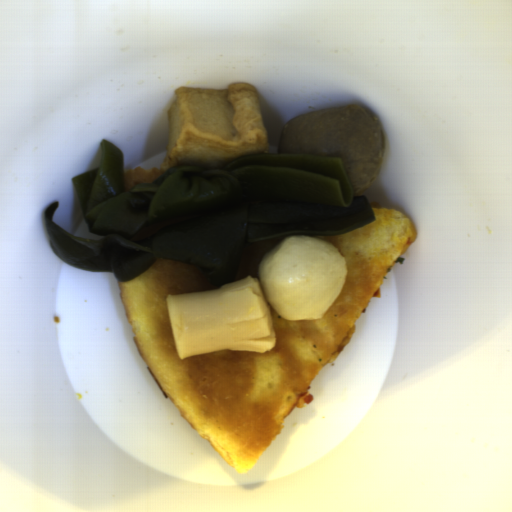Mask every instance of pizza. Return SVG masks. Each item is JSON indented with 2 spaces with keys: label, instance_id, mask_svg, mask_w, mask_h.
Here are the masks:
<instances>
[{
  "label": "pizza",
  "instance_id": "pizza-2",
  "mask_svg": "<svg viewBox=\"0 0 512 512\" xmlns=\"http://www.w3.org/2000/svg\"><path fill=\"white\" fill-rule=\"evenodd\" d=\"M290 235H282L266 241L247 244L242 251L239 265L231 282L240 281L248 276L260 279V263L268 251L278 242Z\"/></svg>",
  "mask_w": 512,
  "mask_h": 512
},
{
  "label": "pizza",
  "instance_id": "pizza-1",
  "mask_svg": "<svg viewBox=\"0 0 512 512\" xmlns=\"http://www.w3.org/2000/svg\"><path fill=\"white\" fill-rule=\"evenodd\" d=\"M375 220L349 233L311 235L335 246L346 265L343 286L319 319L287 320L270 305L274 349L217 350L180 359L167 296L218 289L196 267L160 259L129 281L119 299L137 349L181 417L240 475L247 474L310 386L356 332L355 322L416 237L402 211L372 208Z\"/></svg>",
  "mask_w": 512,
  "mask_h": 512
},
{
  "label": "pizza",
  "instance_id": "pizza-3",
  "mask_svg": "<svg viewBox=\"0 0 512 512\" xmlns=\"http://www.w3.org/2000/svg\"><path fill=\"white\" fill-rule=\"evenodd\" d=\"M167 170H162L161 167H143L141 165L132 170H125L123 171L124 191L133 189L137 184L140 183H153Z\"/></svg>",
  "mask_w": 512,
  "mask_h": 512
}]
</instances>
